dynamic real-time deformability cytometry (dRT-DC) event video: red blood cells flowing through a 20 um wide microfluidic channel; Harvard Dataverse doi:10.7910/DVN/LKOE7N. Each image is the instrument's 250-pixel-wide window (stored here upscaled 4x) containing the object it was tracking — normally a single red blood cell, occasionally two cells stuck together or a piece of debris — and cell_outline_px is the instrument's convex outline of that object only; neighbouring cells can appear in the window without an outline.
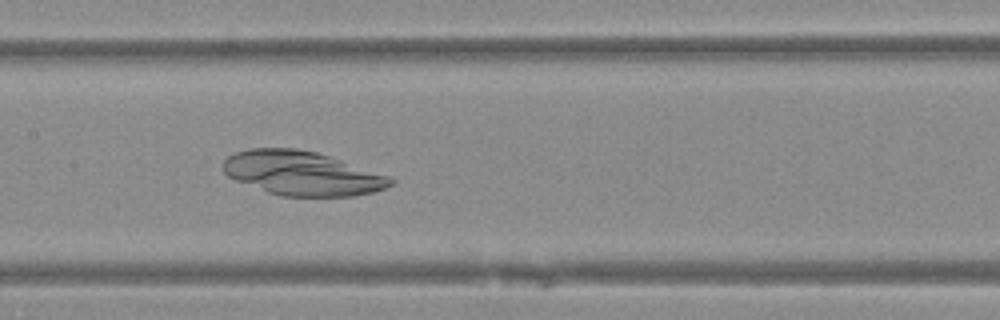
{"species": "Egyptian fruit bat (a non-hibernating species)", "species_latin": "Rousettus aegyptiacus", "temperature_condition": "warm", "stored_images_in_passage": 33, "camera_frame_rate_fps": 3000, "um_per_image_px": 0.085, "animal": {"sex": "female"}, "frame": {"image": 1, "passage_image": 14, "time_ms": 4.333, "image_size_px": [1000, 320], "cell_outline_px": [[396, 184], [372, 192], [356, 196], [280, 196], [268, 192], [236, 180], [228, 176], [224, 172], [224, 160], [228, 156], [236, 152], [248, 148], [296, 148], [316, 152], [388, 176], [396, 180]], "centroid_in_image_um": [25.68, 14.73], "position_along_channel_um": 181.7, "area_um2": 42.71}}
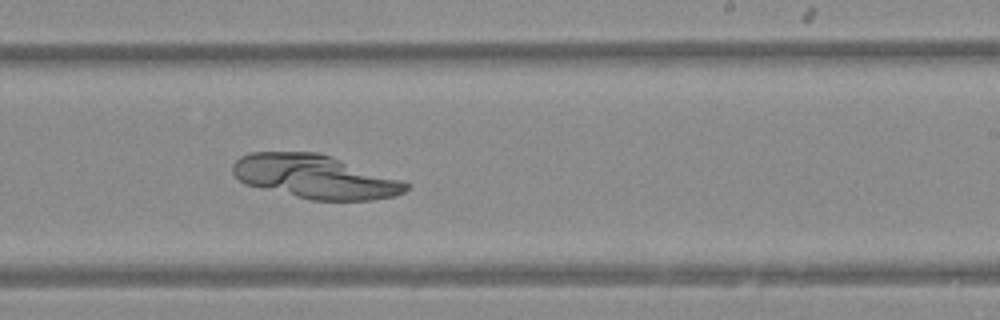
{"frame": {"image": 2, "passage_image": 20, "time_ms": 6.333, "image_size_px": [1000, 320], "cell_outline_px": [[408, 188], [404, 192], [396, 196], [372, 200], [312, 200], [244, 184], [232, 172], [232, 164], [240, 156], [252, 152], [316, 152], [400, 180], [408, 184]], "centroid_in_image_um": [26.72, 15.03], "position_along_channel_um": 262.3, "area_um2": 43.35}}
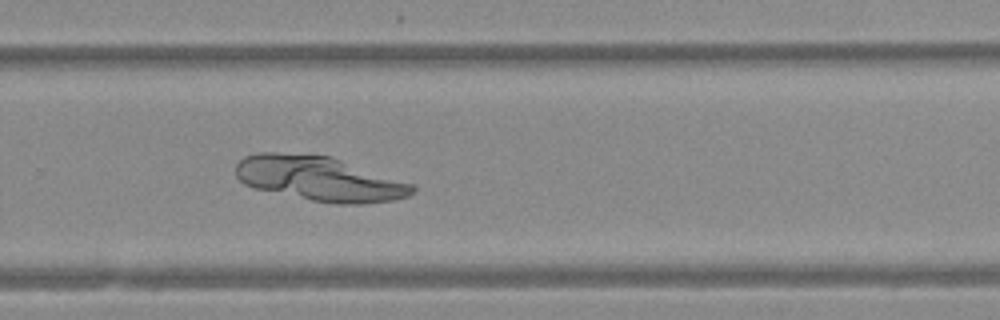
{"frame": {"image": 3, "passage_image": 23, "time_ms": 7.333, "image_size_px": [1000, 320], "cell_outline_px": [[416, 188], [408, 196], [392, 200], [364, 204], [332, 204], [312, 200], [256, 188], [244, 184], [236, 176], [236, 164], [244, 156], [256, 152], [276, 152], [332, 156], [412, 184]], "centroid_in_image_um": [27.13, 15.18], "position_along_channel_um": 302.7, "area_um2": 45.72}}